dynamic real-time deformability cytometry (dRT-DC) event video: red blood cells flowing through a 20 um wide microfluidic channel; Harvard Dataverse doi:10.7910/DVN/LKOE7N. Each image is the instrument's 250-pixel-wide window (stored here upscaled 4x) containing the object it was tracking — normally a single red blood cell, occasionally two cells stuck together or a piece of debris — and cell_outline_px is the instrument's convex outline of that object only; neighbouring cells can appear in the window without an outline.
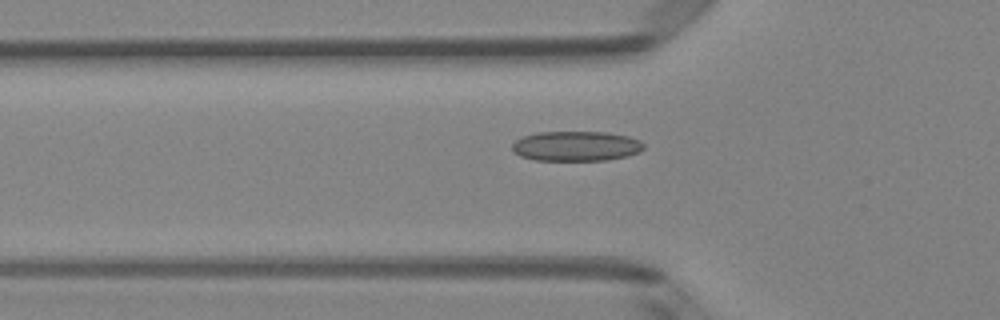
{"species": "Egyptian fruit bat (a non-hibernating species)", "species_latin": "Rousettus aegyptiacus", "temperature_condition": "room temperature", "stored_images_in_passage": 37, "camera_frame_rate_fps": 3000, "um_per_image_px": 0.085, "animal": {"sex": "female"}, "frame": {"image": 1, "passage_image": 9, "time_ms": 2.667, "image_size_px": [1000, 320], "cell_outline_px": [[644, 148], [640, 152], [628, 156], [604, 160], [536, 160], [520, 156], [512, 152], [512, 144], [516, 140], [524, 136], [536, 132], [604, 132], [628, 136], [640, 140], [644, 144]], "centroid_in_image_um": [48.97, 12.42], "position_along_channel_um": 76.8, "area_um2": 23.0}}
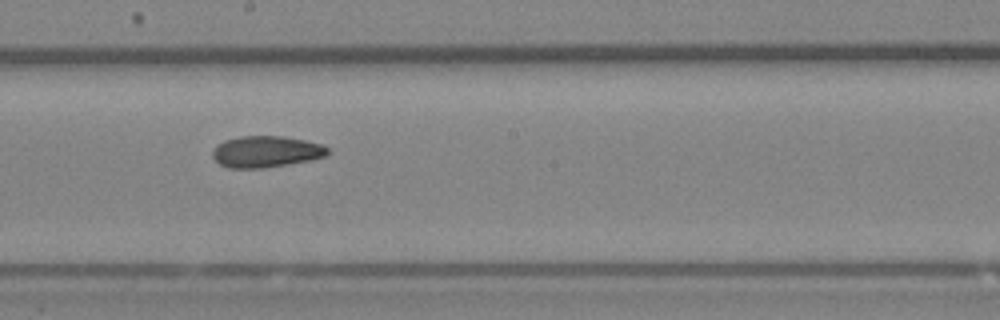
{"frame": {"image": 2, "passage_image": 20, "time_ms": 6.333, "image_size_px": [1000, 320], "cell_outline_px": [[328, 152], [324, 156], [312, 160], [264, 168], [228, 168], [220, 164], [212, 156], [212, 152], [216, 144], [224, 140], [240, 136], [284, 136], [324, 144], [328, 148]], "centroid_in_image_um": [22.6, 12.88], "position_along_channel_um": 225.6, "area_um2": 21.21}}
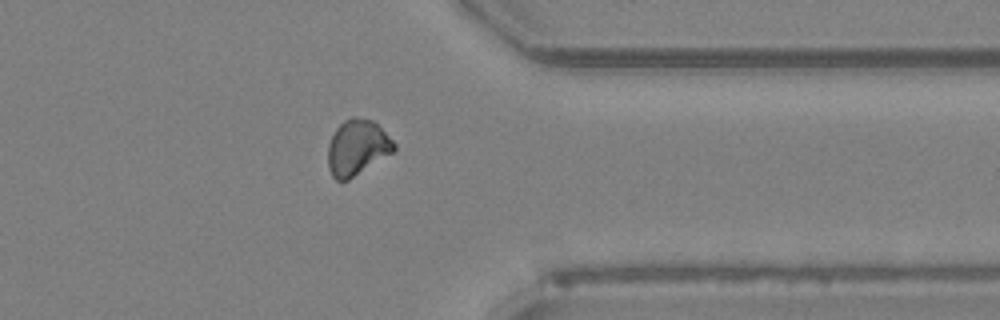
{"frame": {"image": 3, "passage_image": 32, "time_ms": 10.333, "image_size_px": [1000, 320], "cell_outline_px": [[396, 148], [392, 152], [348, 180], [336, 180], [332, 176], [328, 168], [328, 144], [336, 128], [344, 120], [352, 116], [356, 116], [372, 120], [396, 144]], "centroid_in_image_um": [30.33, 12.53], "position_along_channel_um": 381.1, "area_um2": 21.1}}